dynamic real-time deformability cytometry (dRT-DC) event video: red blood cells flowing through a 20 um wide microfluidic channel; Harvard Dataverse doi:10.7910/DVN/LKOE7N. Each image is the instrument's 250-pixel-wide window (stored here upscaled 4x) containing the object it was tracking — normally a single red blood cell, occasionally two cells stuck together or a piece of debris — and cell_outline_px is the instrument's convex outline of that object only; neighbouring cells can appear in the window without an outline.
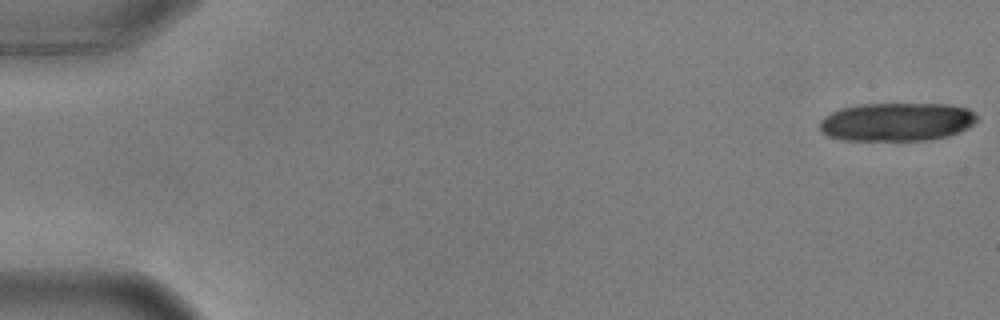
{"species": "common noctule bat (a hibernating species)", "species_latin": "Nyctalus noctula", "temperature_condition": "warm", "stored_images_in_passage": 19, "camera_frame_rate_fps": 3000, "um_per_image_px": 0.085, "animal": {"sex": "male", "body_mass_g": 17.9, "forearm_length_mm": 54.2}, "frame": {"image": 1, "passage_image": 1, "time_ms": 0.0, "image_size_px": [1000, 320], "cell_outline_px": [[976, 120], [968, 128], [960, 132], [948, 136], [932, 140], [844, 140], [828, 136], [820, 128], [820, 120], [824, 116], [840, 108], [860, 104], [948, 104], [968, 108], [976, 116]], "centroid_in_image_um": [76.23, 10.36], "position_along_channel_um": 8.8, "area_um2": 35.26}}